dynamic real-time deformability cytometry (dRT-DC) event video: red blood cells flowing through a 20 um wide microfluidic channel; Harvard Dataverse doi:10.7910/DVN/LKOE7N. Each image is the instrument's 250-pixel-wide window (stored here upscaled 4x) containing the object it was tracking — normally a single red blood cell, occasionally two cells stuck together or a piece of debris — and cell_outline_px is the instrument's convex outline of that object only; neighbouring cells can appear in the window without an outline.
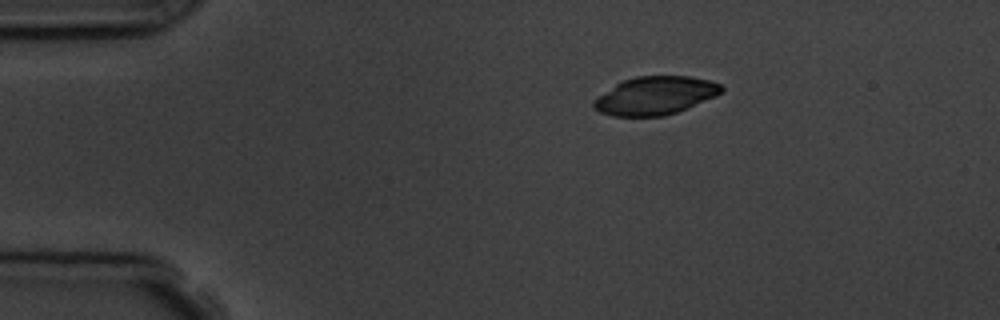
{"species": "common noctule bat (a hibernating species)", "species_latin": "Nyctalus noctula", "temperature_condition": "room temperature", "stored_images_in_passage": 4, "camera_frame_rate_fps": 3000, "um_per_image_px": 0.085, "animal": {"sex": "male", "body_mass_g": 19.5, "forearm_length_mm": 54.6}, "frame": {"image": 1, "passage_image": 1, "time_ms": 0.0, "image_size_px": [1000, 320], "cell_outline_px": [[724, 92], [716, 96], [688, 108], [664, 116], [612, 116], [600, 112], [592, 108], [592, 100], [596, 96], [616, 84], [624, 80], [636, 76], [688, 76], [708, 80], [720, 84], [724, 88]], "centroid_in_image_um": [55.67, 8.13], "position_along_channel_um": 29.3, "area_um2": 28.55}}